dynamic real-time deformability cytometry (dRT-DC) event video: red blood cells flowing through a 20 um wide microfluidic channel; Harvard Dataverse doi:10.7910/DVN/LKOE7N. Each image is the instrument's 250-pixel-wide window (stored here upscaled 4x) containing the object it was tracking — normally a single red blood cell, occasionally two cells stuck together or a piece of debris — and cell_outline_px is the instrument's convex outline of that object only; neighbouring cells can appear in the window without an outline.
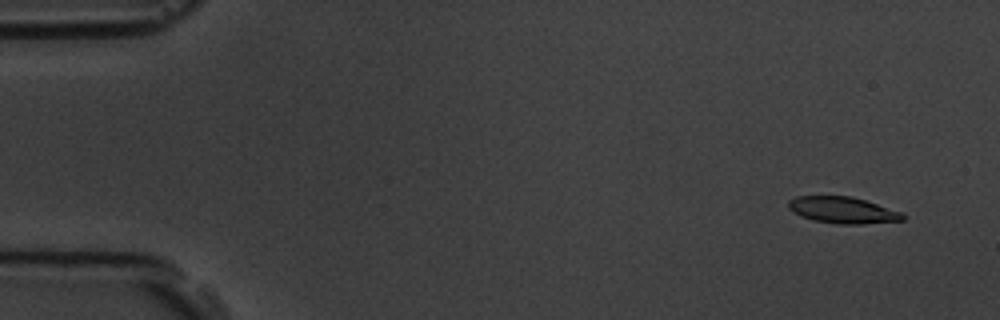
{"species": "common noctule bat (a hibernating species)", "species_latin": "Nyctalus noctula", "temperature_condition": "room temperature", "stored_images_in_passage": 6, "camera_frame_rate_fps": 3000, "um_per_image_px": 0.085, "animal": {"sex": "male", "body_mass_g": 19.5, "forearm_length_mm": 54.6}, "frame": {"image": 1, "passage_image": 1, "time_ms": 0.0, "image_size_px": [1000, 320], "cell_outline_px": [[908, 216], [904, 220], [860, 224], [836, 224], [812, 220], [800, 216], [792, 212], [788, 208], [788, 200], [796, 196], [852, 196], [900, 212]], "centroid_in_image_um": [71.59, 17.86], "position_along_channel_um": 13.4, "area_um2": 17.69}}
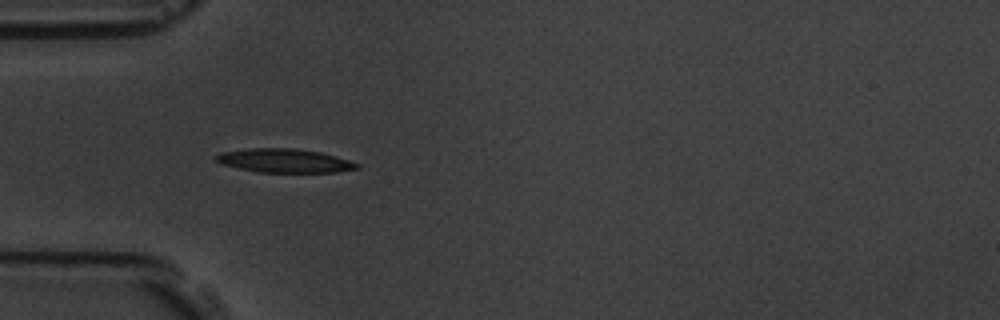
{"frame": {"image": 2, "passage_image": 5, "time_ms": 4.667, "image_size_px": [1000, 320], "cell_outline_px": [[360, 168], [336, 172], [260, 172], [220, 164], [216, 160], [216, 156], [224, 152], [252, 148], [292, 148], [320, 152], [336, 156], [360, 164]], "centroid_in_image_um": [24.22, 13.66], "position_along_channel_um": 60.8, "area_um2": 19.25}}
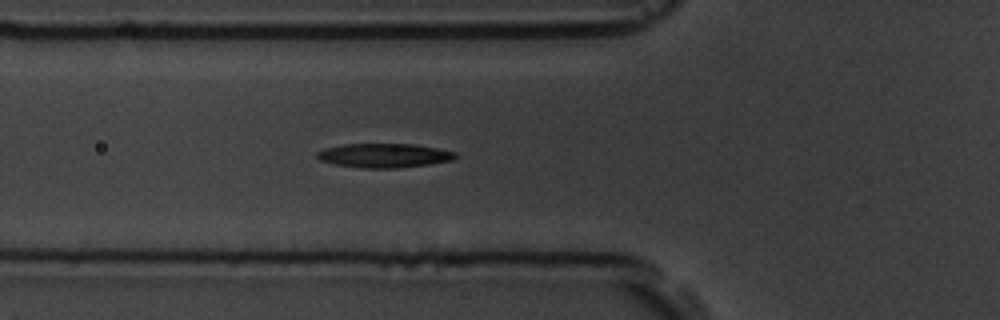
{"frame": {"image": 3, "passage_image": 6, "time_ms": 5.667, "image_size_px": [1000, 320], "cell_outline_px": [[456, 156], [452, 160], [428, 164], [396, 168], [360, 168], [332, 164], [320, 160], [316, 156], [316, 152], [324, 148], [344, 144], [412, 144], [436, 148], [456, 152]], "centroid_in_image_um": [32.59, 13.22], "position_along_channel_um": 93.2, "area_um2": 19.42}}